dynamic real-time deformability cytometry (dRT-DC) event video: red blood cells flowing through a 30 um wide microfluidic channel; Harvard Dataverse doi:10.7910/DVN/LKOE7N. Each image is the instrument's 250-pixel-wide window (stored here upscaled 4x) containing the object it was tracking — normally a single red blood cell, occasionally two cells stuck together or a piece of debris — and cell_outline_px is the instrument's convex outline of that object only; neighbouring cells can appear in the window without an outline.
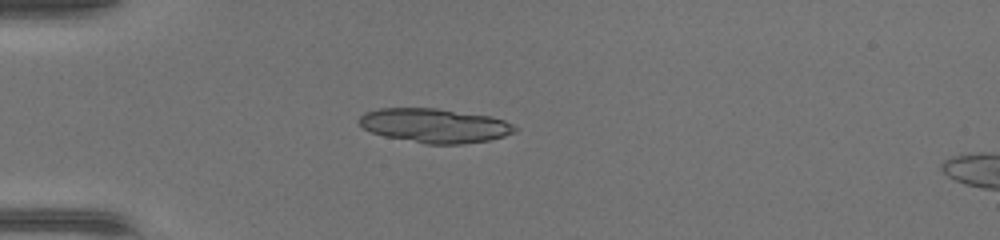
{"species": "common noctule bat (a hibernating species)", "species_latin": "Nyctalus noctula", "temperature_condition": "warm", "stored_images_in_passage": 6, "camera_frame_rate_fps": 3000, "um_per_image_px": 0.085, "animal": {"sex": "female", "body_mass_g": 17.0, "forearm_length_mm": 48.0}, "frame": {"image": 1, "passage_image": 1, "time_ms": 0.0, "image_size_px": [1000, 240], "cell_outline_px": [[520, 128], [504, 136], [488, 140], [460, 144], [424, 144], [384, 136], [372, 132], [364, 128], [356, 120], [364, 112], [380, 108], [436, 108], [492, 116], [504, 120]], "centroid_in_image_um": [36.93, 10.67], "position_along_channel_um": 48.1, "area_um2": 31.15}}